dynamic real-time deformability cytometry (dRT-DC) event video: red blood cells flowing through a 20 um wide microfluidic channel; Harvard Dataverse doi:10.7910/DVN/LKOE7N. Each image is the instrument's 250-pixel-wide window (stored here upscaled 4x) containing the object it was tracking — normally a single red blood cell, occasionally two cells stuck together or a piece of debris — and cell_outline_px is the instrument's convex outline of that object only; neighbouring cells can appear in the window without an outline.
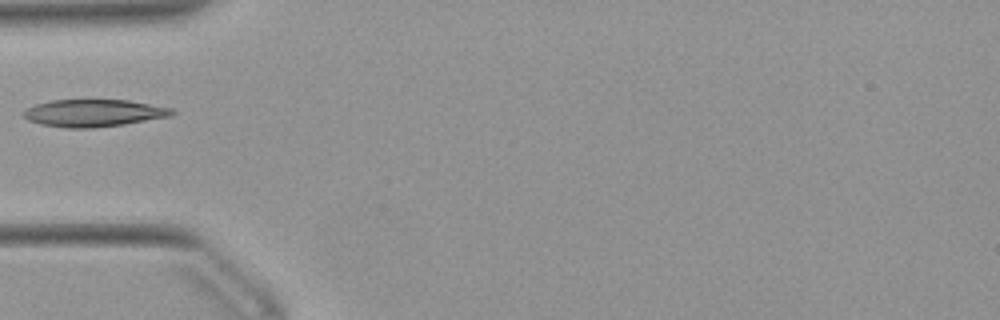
{"species": "Egyptian fruit bat (a non-hibernating species)", "species_latin": "Rousettus aegyptiacus", "temperature_condition": "warm", "stored_images_in_passage": 5, "camera_frame_rate_fps": 3000, "um_per_image_px": 0.085, "animal": {"sex": "female"}, "frame": {"image": 1, "passage_image": 1, "time_ms": 0.0, "image_size_px": [1000, 320], "cell_outline_px": [[176, 112], [172, 116], [124, 124], [96, 128], [64, 128], [40, 124], [28, 120], [24, 116], [24, 108], [36, 104], [52, 100], [128, 100], [172, 108]], "centroid_in_image_um": [7.96, 9.61], "position_along_channel_um": 77.0, "area_um2": 23.7}}
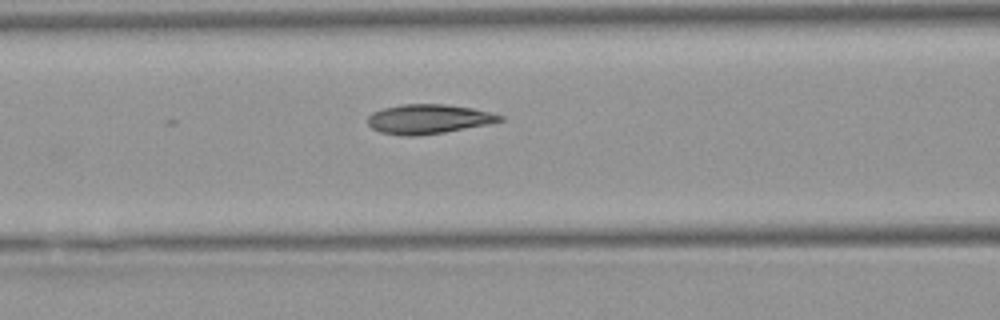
{"frame": {"image": 2, "passage_image": 5, "time_ms": 1.333, "image_size_px": [1000, 320], "cell_outline_px": [[504, 120], [488, 124], [444, 132], [416, 136], [404, 136], [380, 132], [372, 128], [368, 124], [368, 116], [372, 112], [384, 108], [404, 104], [444, 104], [472, 108], [504, 116]], "centroid_in_image_um": [36.4, 10.12], "position_along_channel_um": 130.2, "area_um2": 22.54}}